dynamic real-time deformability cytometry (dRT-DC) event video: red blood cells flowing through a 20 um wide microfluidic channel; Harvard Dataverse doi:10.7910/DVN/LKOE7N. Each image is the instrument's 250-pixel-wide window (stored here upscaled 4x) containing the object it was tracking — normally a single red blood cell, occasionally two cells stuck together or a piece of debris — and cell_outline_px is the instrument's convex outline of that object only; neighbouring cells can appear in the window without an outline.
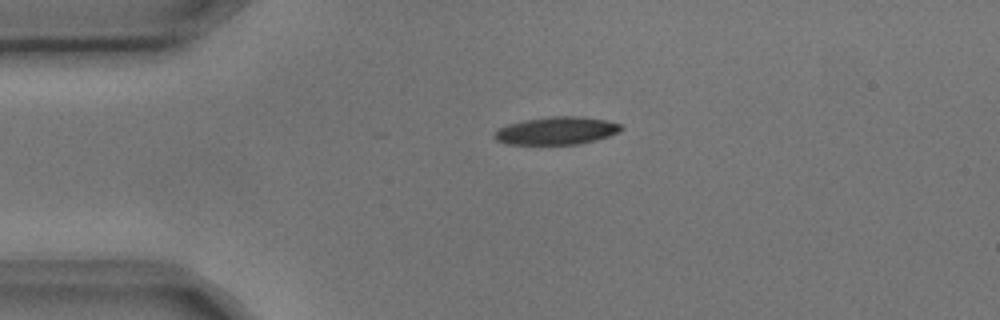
{"species": "common noctule bat (a hibernating species)", "species_latin": "Nyctalus noctula", "temperature_condition": "cold", "stored_images_in_passage": 2, "camera_frame_rate_fps": 3000, "um_per_image_px": 0.085, "animal": {"sex": "male", "body_mass_g": 17.9, "forearm_length_mm": 54.2}, "frame": {"image": 1, "passage_image": 1, "time_ms": 0.0, "image_size_px": [1000, 320], "cell_outline_px": [[624, 128], [620, 132], [596, 140], [580, 144], [508, 144], [496, 140], [492, 136], [492, 132], [508, 124], [524, 120], [552, 116], [580, 116], [608, 120], [620, 124]], "centroid_in_image_um": [47.32, 11.11], "position_along_channel_um": 37.7, "area_um2": 20.63}}